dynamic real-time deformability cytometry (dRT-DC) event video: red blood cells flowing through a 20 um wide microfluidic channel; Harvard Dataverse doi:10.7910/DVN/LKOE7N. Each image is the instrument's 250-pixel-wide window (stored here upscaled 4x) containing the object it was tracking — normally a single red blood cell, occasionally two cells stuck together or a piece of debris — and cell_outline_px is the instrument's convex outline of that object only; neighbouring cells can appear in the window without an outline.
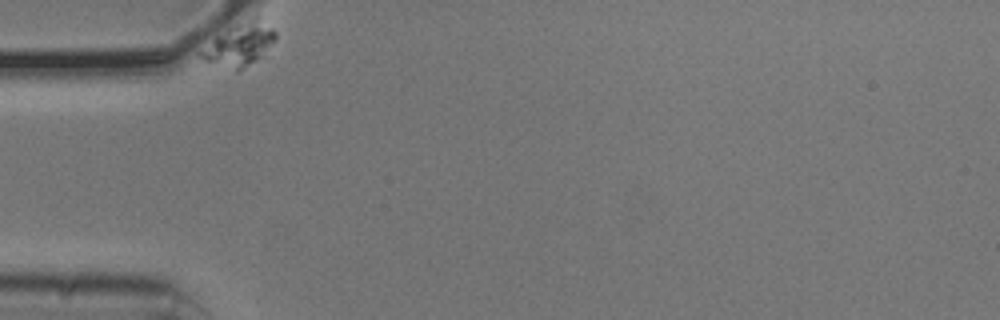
{"species": "common noctule bat (a hibernating species)", "species_latin": "Nyctalus noctula", "temperature_condition": "cold", "stored_images_in_passage": 38, "camera_frame_rate_fps": 3000, "um_per_image_px": 0.085, "animal": {"sex": "male", "body_mass_g": 20.5, "forearm_length_mm": 52.5}, "frame": {"image": 1, "passage_image": 1, "time_ms": 0.0, "image_size_px": [1000, 320], "cell_outline_px": [[276, 36], [260, 56], [236, 72], [204, 60], [196, 52], [216, 36], [228, 28], [236, 24], [256, 16], [272, 28], [276, 32]], "centroid_in_image_um": [20.29, 3.78], "position_along_channel_um": 64.7, "area_um2": 17.98}}
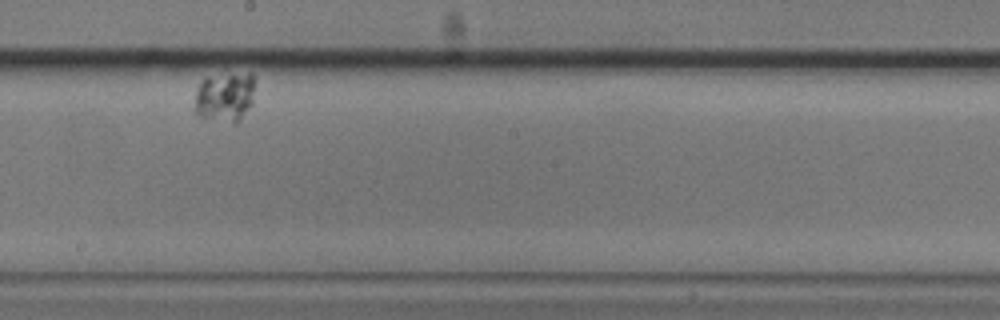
{"frame": {"image": 2, "passage_image": 23, "time_ms": 7.333, "image_size_px": [1000, 320], "cell_outline_px": [[252, 104], [240, 120], [236, 124], [200, 116], [192, 108], [196, 92], [204, 76], [248, 72], [252, 72]], "centroid_in_image_um": [19.07, 8.23], "position_along_channel_um": 229.1, "area_um2": 17.57}}
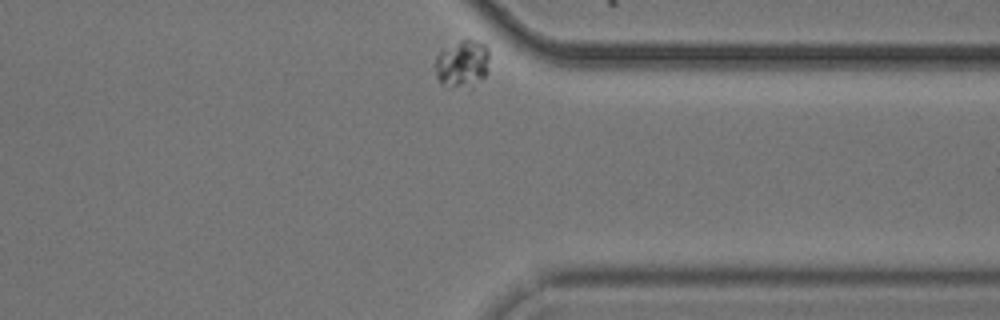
{"frame": {"image": 3, "passage_image": 38, "time_ms": 12.333, "image_size_px": [1000, 320], "cell_outline_px": [[488, 72], [484, 76], [456, 84], [440, 84], [436, 76], [436, 56], [440, 52], [460, 40], [468, 36], [484, 44], [488, 48]], "centroid_in_image_um": [39.29, 5.26], "position_along_channel_um": 372.1, "area_um2": 13.99}}